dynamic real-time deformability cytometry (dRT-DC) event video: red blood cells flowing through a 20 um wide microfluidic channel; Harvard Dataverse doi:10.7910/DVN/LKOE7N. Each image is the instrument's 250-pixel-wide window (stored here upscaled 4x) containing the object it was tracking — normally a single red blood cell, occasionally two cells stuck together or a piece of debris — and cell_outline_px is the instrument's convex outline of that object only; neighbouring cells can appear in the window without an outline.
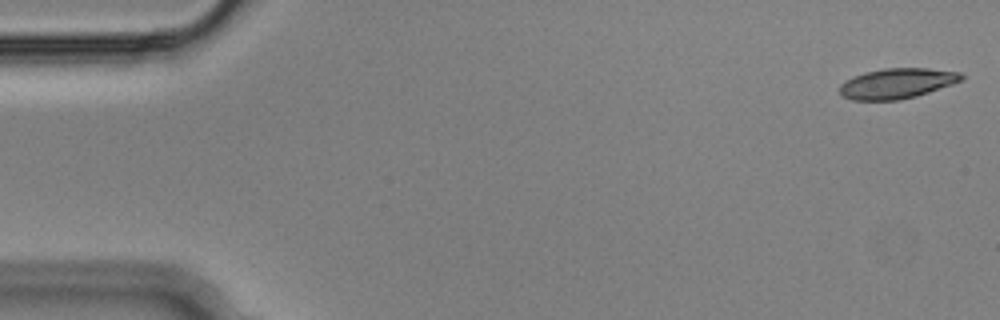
{"species": "Egyptian fruit bat (a non-hibernating species)", "species_latin": "Rousettus aegyptiacus", "temperature_condition": "cold", "stored_images_in_passage": 54, "camera_frame_rate_fps": 3000, "um_per_image_px": 0.085, "animal": {"sex": "male"}, "frame": {"image": 1, "passage_image": 1, "time_ms": 0.0, "image_size_px": [1000, 320], "cell_outline_px": [[964, 80], [916, 96], [900, 100], [852, 100], [840, 96], [840, 84], [852, 76], [864, 72], [884, 68], [928, 68], [960, 72], [964, 76]], "centroid_in_image_um": [76.22, 7.09], "position_along_channel_um": 8.8, "area_um2": 21.62}}
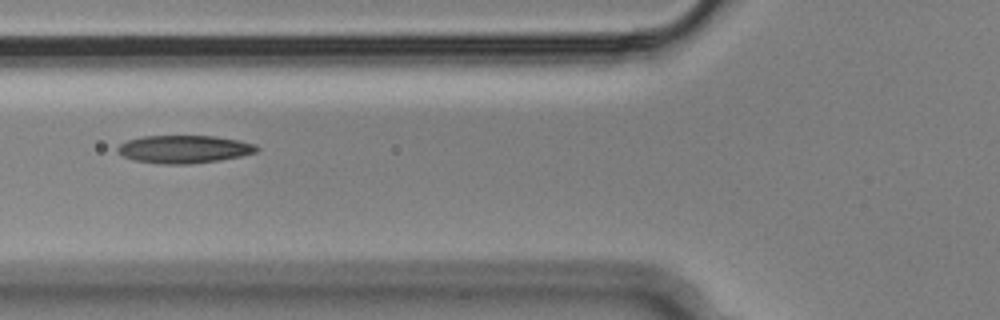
{"frame": {"image": 2, "passage_image": 20, "time_ms": 6.333, "image_size_px": [1000, 320], "cell_outline_px": [[260, 148], [256, 152], [240, 156], [220, 160], [188, 164], [164, 164], [132, 160], [116, 152], [116, 148], [120, 144], [128, 140], [144, 136], [216, 136], [256, 144]], "centroid_in_image_um": [15.63, 12.68], "position_along_channel_um": 110.2, "area_um2": 22.54}}
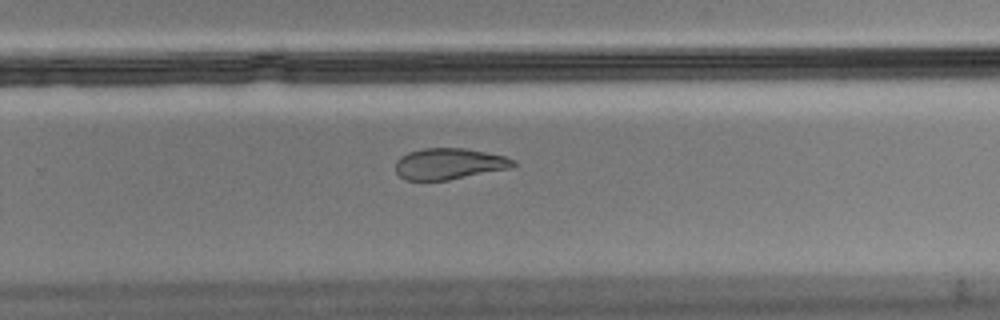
{"frame": {"image": 3, "passage_image": 35, "time_ms": 11.333, "image_size_px": [1000, 320], "cell_outline_px": [[516, 164], [512, 168], [448, 180], [404, 180], [396, 172], [396, 160], [400, 156], [408, 152], [424, 148], [464, 148], [504, 156], [516, 160]], "centroid_in_image_um": [38.17, 13.92], "position_along_channel_um": 291.6, "area_um2": 21.44}, "authors_computed_cell_mechanics": {"area_um2": 22.542, "velocity_mm_per_s": 3.6316, "shape_relaxation_time_tau1_ms": null, "shape_relaxation_time_tau2_ms": 3.8238, "deformation_change_tau1": null, "deformation_change_tau2": 0.1065}}